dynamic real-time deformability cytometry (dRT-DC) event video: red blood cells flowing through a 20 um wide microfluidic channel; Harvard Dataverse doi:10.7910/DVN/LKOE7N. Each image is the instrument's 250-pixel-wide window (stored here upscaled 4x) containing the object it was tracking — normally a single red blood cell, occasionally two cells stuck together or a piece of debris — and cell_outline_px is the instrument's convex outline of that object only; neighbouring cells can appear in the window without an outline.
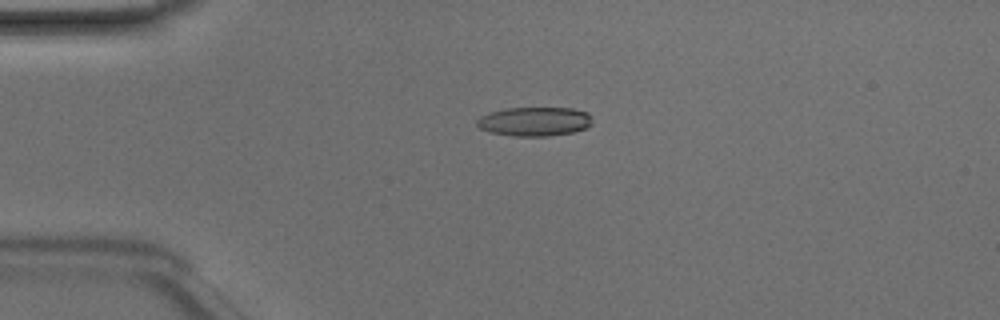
{"species": "Egyptian fruit bat (a non-hibernating species)", "species_latin": "Rousettus aegyptiacus", "temperature_condition": "room temperature", "stored_images_in_passage": 38, "camera_frame_rate_fps": 3000, "um_per_image_px": 0.085, "animal": {"sex": "male"}, "frame": {"image": 1, "passage_image": 1, "time_ms": 0.0, "image_size_px": [1000, 320], "cell_outline_px": [[592, 124], [584, 128], [572, 132], [548, 136], [512, 136], [488, 132], [480, 128], [476, 124], [476, 120], [480, 116], [488, 112], [508, 108], [572, 108], [588, 112], [592, 116]], "centroid_in_image_um": [45.42, 10.32], "position_along_channel_um": 39.6, "area_um2": 19.71}}
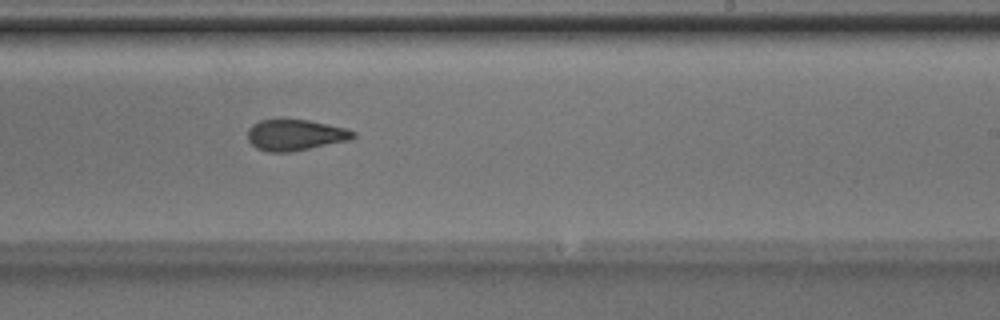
{"frame": {"image": 2, "passage_image": 19, "time_ms": 6.0, "image_size_px": [1000, 320], "cell_outline_px": [[356, 136], [348, 140], [292, 152], [268, 152], [256, 148], [248, 140], [248, 128], [252, 124], [260, 120], [280, 116], [308, 120], [348, 128], [356, 132]], "centroid_in_image_um": [25.06, 11.43], "position_along_channel_um": 263.9, "area_um2": 19.77}}
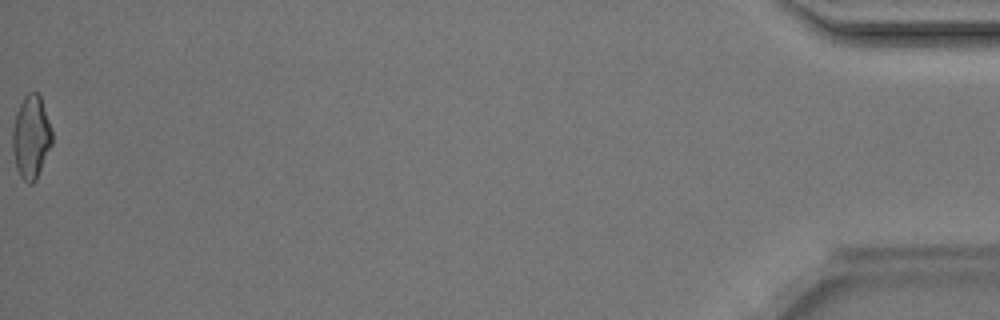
{"frame": {"image": 3, "passage_image": 38, "time_ms": 12.333, "image_size_px": [1000, 320], "cell_outline_px": [[52, 144], [36, 180], [32, 184], [28, 184], [20, 176], [16, 168], [12, 152], [12, 128], [16, 112], [24, 96], [28, 92], [36, 92], [40, 96], [52, 128]], "centroid_in_image_um": [2.63, 11.66], "position_along_channel_um": 432.6, "area_um2": 19.36}, "authors_computed_cell_mechanics": {"area_um2": 19.652, "velocity_mm_per_s": 4.2496, "shape_relaxation_time_tau1_ms": 5.8054, "shape_relaxation_time_tau2_ms": 2.7394, "deformation_change_tau1": 0.1616, "deformation_change_tau2": 0.1136}}